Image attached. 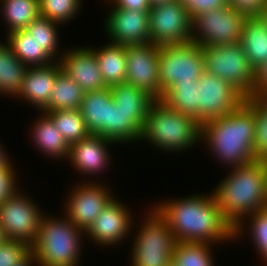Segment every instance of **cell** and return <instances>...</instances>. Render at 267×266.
<instances>
[{
	"mask_svg": "<svg viewBox=\"0 0 267 266\" xmlns=\"http://www.w3.org/2000/svg\"><path fill=\"white\" fill-rule=\"evenodd\" d=\"M154 208L167 221L177 242L215 244L235 239V230L223 218L213 193L165 201Z\"/></svg>",
	"mask_w": 267,
	"mask_h": 266,
	"instance_id": "6da1fadb",
	"label": "cell"
},
{
	"mask_svg": "<svg viewBox=\"0 0 267 266\" xmlns=\"http://www.w3.org/2000/svg\"><path fill=\"white\" fill-rule=\"evenodd\" d=\"M232 168L212 193L236 239L243 234L244 217L267 208V162L257 159Z\"/></svg>",
	"mask_w": 267,
	"mask_h": 266,
	"instance_id": "7a4b0ae2",
	"label": "cell"
},
{
	"mask_svg": "<svg viewBox=\"0 0 267 266\" xmlns=\"http://www.w3.org/2000/svg\"><path fill=\"white\" fill-rule=\"evenodd\" d=\"M256 108L246 100L234 111L201 125V141L227 165L244 166L257 160Z\"/></svg>",
	"mask_w": 267,
	"mask_h": 266,
	"instance_id": "3957f363",
	"label": "cell"
},
{
	"mask_svg": "<svg viewBox=\"0 0 267 266\" xmlns=\"http://www.w3.org/2000/svg\"><path fill=\"white\" fill-rule=\"evenodd\" d=\"M144 139L164 151L180 152L201 140V124L155 100L141 131L140 140Z\"/></svg>",
	"mask_w": 267,
	"mask_h": 266,
	"instance_id": "277c9868",
	"label": "cell"
},
{
	"mask_svg": "<svg viewBox=\"0 0 267 266\" xmlns=\"http://www.w3.org/2000/svg\"><path fill=\"white\" fill-rule=\"evenodd\" d=\"M41 216L38 234L31 254L39 266H78L82 233L67 217ZM81 242V243H80Z\"/></svg>",
	"mask_w": 267,
	"mask_h": 266,
	"instance_id": "5b68a950",
	"label": "cell"
},
{
	"mask_svg": "<svg viewBox=\"0 0 267 266\" xmlns=\"http://www.w3.org/2000/svg\"><path fill=\"white\" fill-rule=\"evenodd\" d=\"M202 47L204 71L232 84L247 99L255 97L256 72L240 43Z\"/></svg>",
	"mask_w": 267,
	"mask_h": 266,
	"instance_id": "8992f818",
	"label": "cell"
},
{
	"mask_svg": "<svg viewBox=\"0 0 267 266\" xmlns=\"http://www.w3.org/2000/svg\"><path fill=\"white\" fill-rule=\"evenodd\" d=\"M204 72L203 47L195 41L159 46L160 100L178 83H195Z\"/></svg>",
	"mask_w": 267,
	"mask_h": 266,
	"instance_id": "52a82bcc",
	"label": "cell"
},
{
	"mask_svg": "<svg viewBox=\"0 0 267 266\" xmlns=\"http://www.w3.org/2000/svg\"><path fill=\"white\" fill-rule=\"evenodd\" d=\"M150 210L135 236L132 266H166L172 261L175 236L158 211L154 207Z\"/></svg>",
	"mask_w": 267,
	"mask_h": 266,
	"instance_id": "ba28073f",
	"label": "cell"
},
{
	"mask_svg": "<svg viewBox=\"0 0 267 266\" xmlns=\"http://www.w3.org/2000/svg\"><path fill=\"white\" fill-rule=\"evenodd\" d=\"M246 18L231 6L200 13L192 20V40L201 46L240 43Z\"/></svg>",
	"mask_w": 267,
	"mask_h": 266,
	"instance_id": "9c48e42d",
	"label": "cell"
},
{
	"mask_svg": "<svg viewBox=\"0 0 267 266\" xmlns=\"http://www.w3.org/2000/svg\"><path fill=\"white\" fill-rule=\"evenodd\" d=\"M150 42L168 45L192 40V19L179 0L152 6L149 10Z\"/></svg>",
	"mask_w": 267,
	"mask_h": 266,
	"instance_id": "30bf717a",
	"label": "cell"
},
{
	"mask_svg": "<svg viewBox=\"0 0 267 266\" xmlns=\"http://www.w3.org/2000/svg\"><path fill=\"white\" fill-rule=\"evenodd\" d=\"M198 83V122L201 125L234 111L247 100L235 86L206 71Z\"/></svg>",
	"mask_w": 267,
	"mask_h": 266,
	"instance_id": "8fae6325",
	"label": "cell"
},
{
	"mask_svg": "<svg viewBox=\"0 0 267 266\" xmlns=\"http://www.w3.org/2000/svg\"><path fill=\"white\" fill-rule=\"evenodd\" d=\"M43 214L32 199L18 190L0 204V225L7 239L35 242Z\"/></svg>",
	"mask_w": 267,
	"mask_h": 266,
	"instance_id": "7c38bea8",
	"label": "cell"
},
{
	"mask_svg": "<svg viewBox=\"0 0 267 266\" xmlns=\"http://www.w3.org/2000/svg\"><path fill=\"white\" fill-rule=\"evenodd\" d=\"M125 55V83L138 87L155 100H160L159 46L151 42L126 45Z\"/></svg>",
	"mask_w": 267,
	"mask_h": 266,
	"instance_id": "4fadbf2b",
	"label": "cell"
},
{
	"mask_svg": "<svg viewBox=\"0 0 267 266\" xmlns=\"http://www.w3.org/2000/svg\"><path fill=\"white\" fill-rule=\"evenodd\" d=\"M82 184L75 186L71 194L69 193L65 205V217L85 232L114 197L111 190L100 182V185L96 182Z\"/></svg>",
	"mask_w": 267,
	"mask_h": 266,
	"instance_id": "5bb4252c",
	"label": "cell"
},
{
	"mask_svg": "<svg viewBox=\"0 0 267 266\" xmlns=\"http://www.w3.org/2000/svg\"><path fill=\"white\" fill-rule=\"evenodd\" d=\"M105 23L110 43L126 46L150 42L149 11L112 7Z\"/></svg>",
	"mask_w": 267,
	"mask_h": 266,
	"instance_id": "9a60e30c",
	"label": "cell"
},
{
	"mask_svg": "<svg viewBox=\"0 0 267 266\" xmlns=\"http://www.w3.org/2000/svg\"><path fill=\"white\" fill-rule=\"evenodd\" d=\"M115 197L104 207L94 223L84 232L86 237H90L92 241L99 245L110 246L121 242L124 237L128 236L132 216L130 210Z\"/></svg>",
	"mask_w": 267,
	"mask_h": 266,
	"instance_id": "2e32d148",
	"label": "cell"
},
{
	"mask_svg": "<svg viewBox=\"0 0 267 266\" xmlns=\"http://www.w3.org/2000/svg\"><path fill=\"white\" fill-rule=\"evenodd\" d=\"M61 69L86 92L107 88L92 48H74L62 54Z\"/></svg>",
	"mask_w": 267,
	"mask_h": 266,
	"instance_id": "e0dca14e",
	"label": "cell"
},
{
	"mask_svg": "<svg viewBox=\"0 0 267 266\" xmlns=\"http://www.w3.org/2000/svg\"><path fill=\"white\" fill-rule=\"evenodd\" d=\"M112 143L116 144L101 135L90 134L70 145L68 160L76 170L85 175L98 174L110 164L107 146Z\"/></svg>",
	"mask_w": 267,
	"mask_h": 266,
	"instance_id": "ac0fdd59",
	"label": "cell"
},
{
	"mask_svg": "<svg viewBox=\"0 0 267 266\" xmlns=\"http://www.w3.org/2000/svg\"><path fill=\"white\" fill-rule=\"evenodd\" d=\"M61 70V65L58 62H51L45 66L27 67L20 93L18 98L22 97L38 110L41 111L49 104L53 86Z\"/></svg>",
	"mask_w": 267,
	"mask_h": 266,
	"instance_id": "d6986e66",
	"label": "cell"
},
{
	"mask_svg": "<svg viewBox=\"0 0 267 266\" xmlns=\"http://www.w3.org/2000/svg\"><path fill=\"white\" fill-rule=\"evenodd\" d=\"M113 97L109 87L86 92L80 112L90 134H98L110 140Z\"/></svg>",
	"mask_w": 267,
	"mask_h": 266,
	"instance_id": "ffe728a7",
	"label": "cell"
},
{
	"mask_svg": "<svg viewBox=\"0 0 267 266\" xmlns=\"http://www.w3.org/2000/svg\"><path fill=\"white\" fill-rule=\"evenodd\" d=\"M109 89L117 108L125 114H132V121L142 130L155 99L145 91L127 83L112 85Z\"/></svg>",
	"mask_w": 267,
	"mask_h": 266,
	"instance_id": "44dd1931",
	"label": "cell"
},
{
	"mask_svg": "<svg viewBox=\"0 0 267 266\" xmlns=\"http://www.w3.org/2000/svg\"><path fill=\"white\" fill-rule=\"evenodd\" d=\"M240 45L250 65L258 72L267 61V29L259 17H247Z\"/></svg>",
	"mask_w": 267,
	"mask_h": 266,
	"instance_id": "7402d4cb",
	"label": "cell"
},
{
	"mask_svg": "<svg viewBox=\"0 0 267 266\" xmlns=\"http://www.w3.org/2000/svg\"><path fill=\"white\" fill-rule=\"evenodd\" d=\"M108 44L99 49L92 47V50L95 53L103 81L107 87H111L125 83L127 61L124 45Z\"/></svg>",
	"mask_w": 267,
	"mask_h": 266,
	"instance_id": "603a6c76",
	"label": "cell"
},
{
	"mask_svg": "<svg viewBox=\"0 0 267 266\" xmlns=\"http://www.w3.org/2000/svg\"><path fill=\"white\" fill-rule=\"evenodd\" d=\"M32 127V137L36 146L46 155L55 158H68L70 145L61 135L52 119L42 113V117L35 121Z\"/></svg>",
	"mask_w": 267,
	"mask_h": 266,
	"instance_id": "cb8c5ba5",
	"label": "cell"
},
{
	"mask_svg": "<svg viewBox=\"0 0 267 266\" xmlns=\"http://www.w3.org/2000/svg\"><path fill=\"white\" fill-rule=\"evenodd\" d=\"M7 34L9 35L6 42L12 47L16 57L27 67L45 66L54 62V59L25 29Z\"/></svg>",
	"mask_w": 267,
	"mask_h": 266,
	"instance_id": "d4e9b609",
	"label": "cell"
},
{
	"mask_svg": "<svg viewBox=\"0 0 267 266\" xmlns=\"http://www.w3.org/2000/svg\"><path fill=\"white\" fill-rule=\"evenodd\" d=\"M27 66L13 53L12 47L0 42V93L18 96Z\"/></svg>",
	"mask_w": 267,
	"mask_h": 266,
	"instance_id": "484cf974",
	"label": "cell"
},
{
	"mask_svg": "<svg viewBox=\"0 0 267 266\" xmlns=\"http://www.w3.org/2000/svg\"><path fill=\"white\" fill-rule=\"evenodd\" d=\"M85 92L66 73L59 71L49 104L42 111L79 109Z\"/></svg>",
	"mask_w": 267,
	"mask_h": 266,
	"instance_id": "4316f807",
	"label": "cell"
},
{
	"mask_svg": "<svg viewBox=\"0 0 267 266\" xmlns=\"http://www.w3.org/2000/svg\"><path fill=\"white\" fill-rule=\"evenodd\" d=\"M198 87V81L178 83L162 94L161 101L182 115L190 116L198 121Z\"/></svg>",
	"mask_w": 267,
	"mask_h": 266,
	"instance_id": "83f0119b",
	"label": "cell"
},
{
	"mask_svg": "<svg viewBox=\"0 0 267 266\" xmlns=\"http://www.w3.org/2000/svg\"><path fill=\"white\" fill-rule=\"evenodd\" d=\"M8 33L24 30L39 16V0H0Z\"/></svg>",
	"mask_w": 267,
	"mask_h": 266,
	"instance_id": "f1b7e54d",
	"label": "cell"
},
{
	"mask_svg": "<svg viewBox=\"0 0 267 266\" xmlns=\"http://www.w3.org/2000/svg\"><path fill=\"white\" fill-rule=\"evenodd\" d=\"M54 122L69 145L90 135L79 109L43 111Z\"/></svg>",
	"mask_w": 267,
	"mask_h": 266,
	"instance_id": "f546056e",
	"label": "cell"
},
{
	"mask_svg": "<svg viewBox=\"0 0 267 266\" xmlns=\"http://www.w3.org/2000/svg\"><path fill=\"white\" fill-rule=\"evenodd\" d=\"M208 243L176 242L172 262L176 266H214Z\"/></svg>",
	"mask_w": 267,
	"mask_h": 266,
	"instance_id": "4dcf8cb0",
	"label": "cell"
},
{
	"mask_svg": "<svg viewBox=\"0 0 267 266\" xmlns=\"http://www.w3.org/2000/svg\"><path fill=\"white\" fill-rule=\"evenodd\" d=\"M58 23L49 20L46 17L38 16L35 18L25 30L32 35L36 41L53 59L57 60L55 57L58 51Z\"/></svg>",
	"mask_w": 267,
	"mask_h": 266,
	"instance_id": "1f68e13d",
	"label": "cell"
},
{
	"mask_svg": "<svg viewBox=\"0 0 267 266\" xmlns=\"http://www.w3.org/2000/svg\"><path fill=\"white\" fill-rule=\"evenodd\" d=\"M141 129L132 121V114H125L120 108H117L113 100L110 141L114 143H123L131 141H140Z\"/></svg>",
	"mask_w": 267,
	"mask_h": 266,
	"instance_id": "d6a6232c",
	"label": "cell"
},
{
	"mask_svg": "<svg viewBox=\"0 0 267 266\" xmlns=\"http://www.w3.org/2000/svg\"><path fill=\"white\" fill-rule=\"evenodd\" d=\"M82 0H39V15L58 24L78 15Z\"/></svg>",
	"mask_w": 267,
	"mask_h": 266,
	"instance_id": "836d02e7",
	"label": "cell"
},
{
	"mask_svg": "<svg viewBox=\"0 0 267 266\" xmlns=\"http://www.w3.org/2000/svg\"><path fill=\"white\" fill-rule=\"evenodd\" d=\"M247 100L256 108V156L257 159L267 160V96Z\"/></svg>",
	"mask_w": 267,
	"mask_h": 266,
	"instance_id": "e575fe53",
	"label": "cell"
},
{
	"mask_svg": "<svg viewBox=\"0 0 267 266\" xmlns=\"http://www.w3.org/2000/svg\"><path fill=\"white\" fill-rule=\"evenodd\" d=\"M31 255V246L24 241L6 239L0 245V266L20 265Z\"/></svg>",
	"mask_w": 267,
	"mask_h": 266,
	"instance_id": "d590c367",
	"label": "cell"
},
{
	"mask_svg": "<svg viewBox=\"0 0 267 266\" xmlns=\"http://www.w3.org/2000/svg\"><path fill=\"white\" fill-rule=\"evenodd\" d=\"M250 234L254 245L262 258L267 262V208L257 211L250 216ZM252 217V218H251ZM267 264V263H266Z\"/></svg>",
	"mask_w": 267,
	"mask_h": 266,
	"instance_id": "8d00e7d4",
	"label": "cell"
},
{
	"mask_svg": "<svg viewBox=\"0 0 267 266\" xmlns=\"http://www.w3.org/2000/svg\"><path fill=\"white\" fill-rule=\"evenodd\" d=\"M15 175L10 161L0 167V204L18 190Z\"/></svg>",
	"mask_w": 267,
	"mask_h": 266,
	"instance_id": "74e56055",
	"label": "cell"
},
{
	"mask_svg": "<svg viewBox=\"0 0 267 266\" xmlns=\"http://www.w3.org/2000/svg\"><path fill=\"white\" fill-rule=\"evenodd\" d=\"M267 0H230V6L246 17H258Z\"/></svg>",
	"mask_w": 267,
	"mask_h": 266,
	"instance_id": "f35d334b",
	"label": "cell"
},
{
	"mask_svg": "<svg viewBox=\"0 0 267 266\" xmlns=\"http://www.w3.org/2000/svg\"><path fill=\"white\" fill-rule=\"evenodd\" d=\"M113 1L114 7L120 9H128L131 11H149L151 6L148 3V0H109Z\"/></svg>",
	"mask_w": 267,
	"mask_h": 266,
	"instance_id": "ab89813d",
	"label": "cell"
},
{
	"mask_svg": "<svg viewBox=\"0 0 267 266\" xmlns=\"http://www.w3.org/2000/svg\"><path fill=\"white\" fill-rule=\"evenodd\" d=\"M267 96V61L262 68L256 72L255 97Z\"/></svg>",
	"mask_w": 267,
	"mask_h": 266,
	"instance_id": "60d3db41",
	"label": "cell"
},
{
	"mask_svg": "<svg viewBox=\"0 0 267 266\" xmlns=\"http://www.w3.org/2000/svg\"><path fill=\"white\" fill-rule=\"evenodd\" d=\"M230 6V0H200V13Z\"/></svg>",
	"mask_w": 267,
	"mask_h": 266,
	"instance_id": "b9f144b4",
	"label": "cell"
},
{
	"mask_svg": "<svg viewBox=\"0 0 267 266\" xmlns=\"http://www.w3.org/2000/svg\"><path fill=\"white\" fill-rule=\"evenodd\" d=\"M187 8L191 19L193 20L200 14V0H179Z\"/></svg>",
	"mask_w": 267,
	"mask_h": 266,
	"instance_id": "7bdbcfd3",
	"label": "cell"
},
{
	"mask_svg": "<svg viewBox=\"0 0 267 266\" xmlns=\"http://www.w3.org/2000/svg\"><path fill=\"white\" fill-rule=\"evenodd\" d=\"M6 155V152L2 149L0 144V167H3L10 161Z\"/></svg>",
	"mask_w": 267,
	"mask_h": 266,
	"instance_id": "ee69618b",
	"label": "cell"
},
{
	"mask_svg": "<svg viewBox=\"0 0 267 266\" xmlns=\"http://www.w3.org/2000/svg\"><path fill=\"white\" fill-rule=\"evenodd\" d=\"M32 263H37L39 265L36 258L31 254L25 261H23L20 265L17 266H31Z\"/></svg>",
	"mask_w": 267,
	"mask_h": 266,
	"instance_id": "f6af8a7d",
	"label": "cell"
},
{
	"mask_svg": "<svg viewBox=\"0 0 267 266\" xmlns=\"http://www.w3.org/2000/svg\"><path fill=\"white\" fill-rule=\"evenodd\" d=\"M258 17L267 29V5L262 9Z\"/></svg>",
	"mask_w": 267,
	"mask_h": 266,
	"instance_id": "bcb514c9",
	"label": "cell"
},
{
	"mask_svg": "<svg viewBox=\"0 0 267 266\" xmlns=\"http://www.w3.org/2000/svg\"><path fill=\"white\" fill-rule=\"evenodd\" d=\"M169 1H172V0H148V3L152 7V6H155V5H158V4H162V3H165V2H169Z\"/></svg>",
	"mask_w": 267,
	"mask_h": 266,
	"instance_id": "7dc6e473",
	"label": "cell"
},
{
	"mask_svg": "<svg viewBox=\"0 0 267 266\" xmlns=\"http://www.w3.org/2000/svg\"><path fill=\"white\" fill-rule=\"evenodd\" d=\"M6 236H5V233H4V230L3 228L1 227L0 225V245L6 240Z\"/></svg>",
	"mask_w": 267,
	"mask_h": 266,
	"instance_id": "c3c4849f",
	"label": "cell"
},
{
	"mask_svg": "<svg viewBox=\"0 0 267 266\" xmlns=\"http://www.w3.org/2000/svg\"><path fill=\"white\" fill-rule=\"evenodd\" d=\"M166 266H176L172 261Z\"/></svg>",
	"mask_w": 267,
	"mask_h": 266,
	"instance_id": "681fc988",
	"label": "cell"
}]
</instances>
